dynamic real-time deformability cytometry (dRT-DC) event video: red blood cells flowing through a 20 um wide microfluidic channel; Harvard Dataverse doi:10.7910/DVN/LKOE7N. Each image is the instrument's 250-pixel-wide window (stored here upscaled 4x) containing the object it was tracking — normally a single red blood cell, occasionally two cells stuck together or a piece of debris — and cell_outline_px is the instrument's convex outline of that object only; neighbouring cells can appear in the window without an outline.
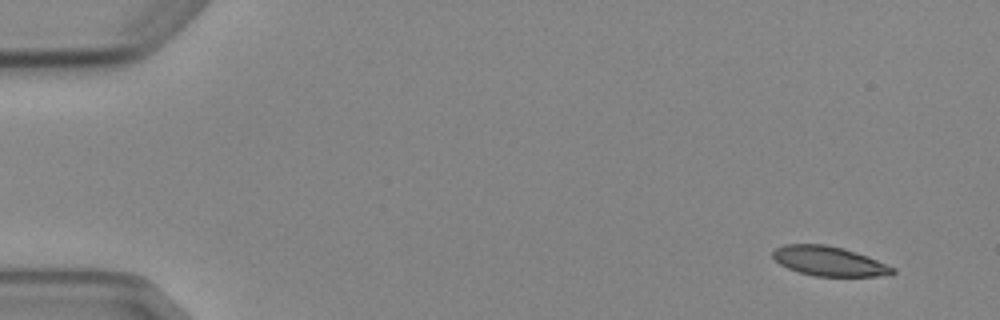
{"species": "Egyptian fruit bat (a non-hibernating species)", "species_latin": "Rousettus aegyptiacus", "temperature_condition": "cold", "stored_images_in_passage": 7, "camera_frame_rate_fps": 3000, "um_per_image_px": 0.085, "animal": {"sex": "female"}, "frame": {"image": 1, "passage_image": 1, "time_ms": 0.0, "image_size_px": [1000, 320], "cell_outline_px": [[896, 272], [876, 276], [812, 276], [788, 268], [780, 264], [772, 256], [772, 252], [776, 248], [784, 244], [824, 244], [844, 248], [868, 256], [896, 268]], "centroid_in_image_um": [70.46, 22.19], "position_along_channel_um": 14.5, "area_um2": 20.58}}
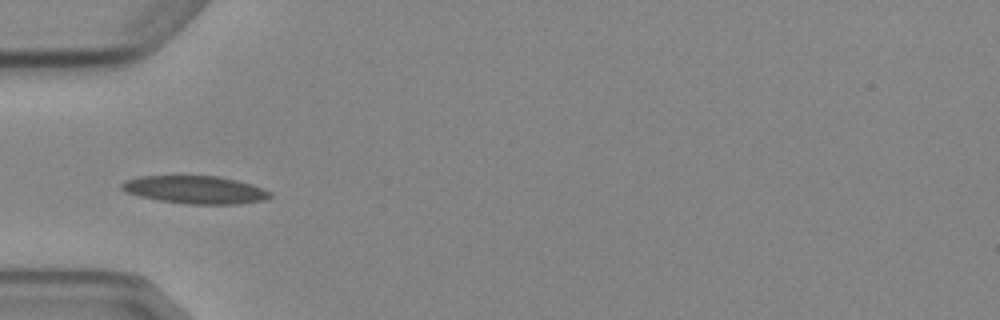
{"frame": {"image": 2, "passage_image": 4, "time_ms": 4.667, "image_size_px": [1000, 320], "cell_outline_px": [[272, 196], [264, 200], [240, 204], [188, 204], [160, 200], [140, 196], [124, 192], [120, 188], [120, 184], [124, 180], [140, 176], [216, 176], [236, 180], [252, 184], [272, 192]], "centroid_in_image_um": [16.58, 16.13], "position_along_channel_um": 68.4, "area_um2": 24.1}}
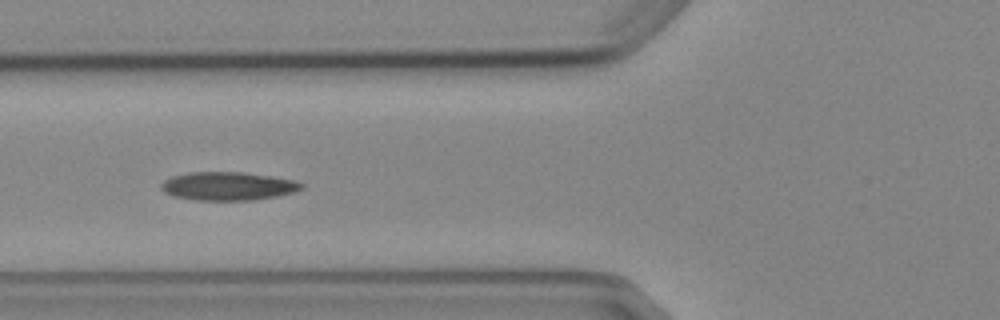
{"frame": {"image": 3, "passage_image": 5, "time_ms": 5.667, "image_size_px": [1000, 320], "cell_outline_px": [[304, 188], [296, 192], [256, 200], [196, 200], [172, 196], [164, 192], [160, 188], [160, 184], [164, 180], [172, 176], [188, 172], [244, 172], [272, 176], [296, 180], [304, 184]], "centroid_in_image_um": [19.4, 15.82], "position_along_channel_um": 106.4, "area_um2": 23.52}}